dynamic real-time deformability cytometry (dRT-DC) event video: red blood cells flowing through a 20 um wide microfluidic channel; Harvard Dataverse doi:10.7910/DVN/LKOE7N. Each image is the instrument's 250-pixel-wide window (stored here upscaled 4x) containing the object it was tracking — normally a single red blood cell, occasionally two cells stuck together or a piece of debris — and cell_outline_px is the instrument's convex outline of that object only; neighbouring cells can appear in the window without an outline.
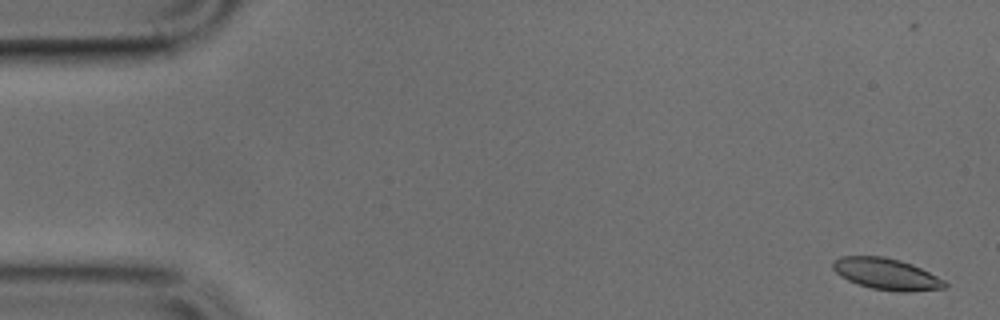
{"species": "common noctule bat (a hibernating species)", "species_latin": "Nyctalus noctula", "temperature_condition": "cold", "stored_images_in_passage": 51, "camera_frame_rate_fps": 3000, "um_per_image_px": 0.085, "animal": {"sex": "male", "body_mass_g": 17.9, "forearm_length_mm": 54.2}, "frame": {"image": 1, "passage_image": 3, "time_ms": 0.667, "image_size_px": [1000, 320], "cell_outline_px": [[948, 284], [944, 288], [908, 292], [900, 292], [872, 288], [848, 280], [840, 276], [832, 268], [832, 264], [840, 256], [884, 256], [900, 260], [912, 264], [944, 280]], "centroid_in_image_um": [75.34, 23.28], "position_along_channel_um": 9.7, "area_um2": 20.29}}
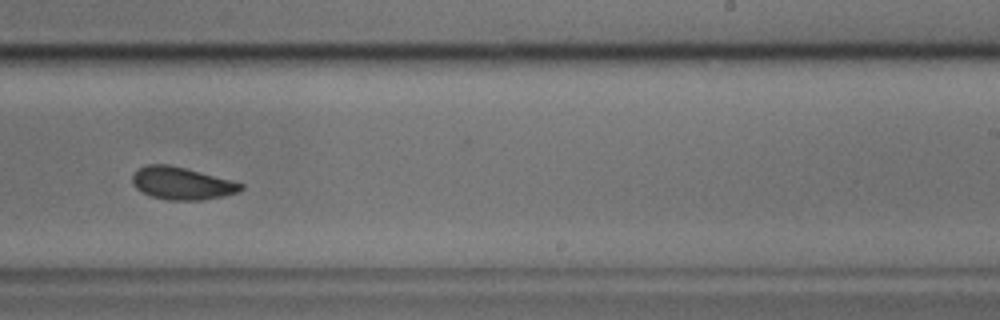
{"frame": {"image": 2, "passage_image": 32, "time_ms": 10.333, "image_size_px": [1000, 320], "cell_outline_px": [[244, 188], [240, 192], [224, 196], [200, 200], [168, 200], [152, 196], [136, 188], [132, 184], [132, 176], [140, 168], [148, 164], [168, 164], [232, 180], [244, 184]], "centroid_in_image_um": [15.49, 15.59], "position_along_channel_um": 273.5, "area_um2": 20.4}}
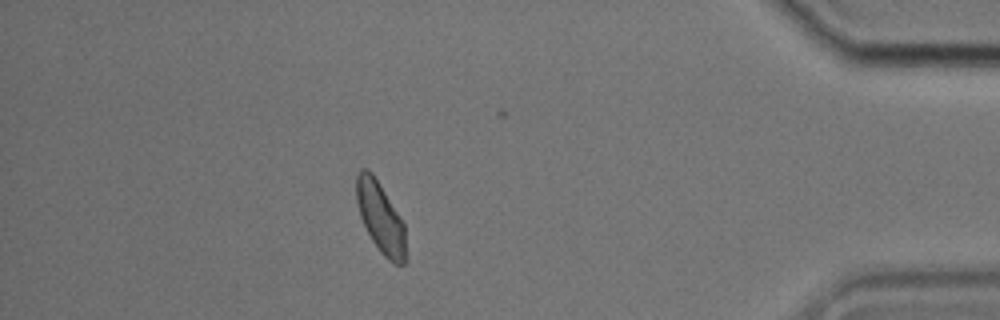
{"frame": {"image": 3, "passage_image": 45, "time_ms": 14.667, "image_size_px": [1000, 320], "cell_outline_px": [[408, 260], [404, 264], [396, 264], [388, 260], [380, 252], [372, 240], [360, 216], [356, 200], [356, 176], [360, 168], [368, 168], [372, 172], [404, 224]], "centroid_in_image_um": [32.36, 18.53], "position_along_channel_um": 402.8, "area_um2": 20.4}}